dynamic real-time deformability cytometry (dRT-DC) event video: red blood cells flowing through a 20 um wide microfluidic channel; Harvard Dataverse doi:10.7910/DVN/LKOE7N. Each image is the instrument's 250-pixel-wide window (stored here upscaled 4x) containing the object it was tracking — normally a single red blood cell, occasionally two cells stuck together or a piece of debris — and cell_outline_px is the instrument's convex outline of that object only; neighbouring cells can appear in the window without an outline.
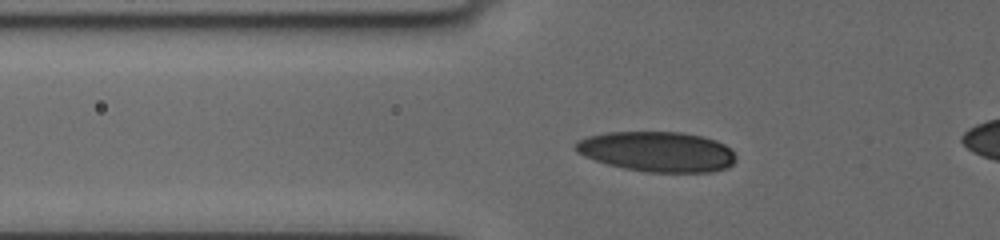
{"species": "human", "species_latin": "Homo sapiens", "temperature_condition": "cold", "stored_images_in_passage": 17, "camera_frame_rate_fps": 3000, "um_per_image_px": 0.085, "donor": {"sex": "female"}, "frame": {"image": 1, "passage_image": 15, "time_ms": 5.667, "image_size_px": [1000, 240], "cell_outline_px": [[736, 160], [728, 168], [712, 172], [648, 172], [624, 168], [608, 164], [584, 156], [576, 152], [572, 144], [588, 136], [608, 132], [680, 132], [700, 136], [716, 140], [724, 144], [736, 156]], "centroid_in_image_um": [55.86, 12.89], "position_along_channel_um": 69.9, "area_um2": 37.51}}
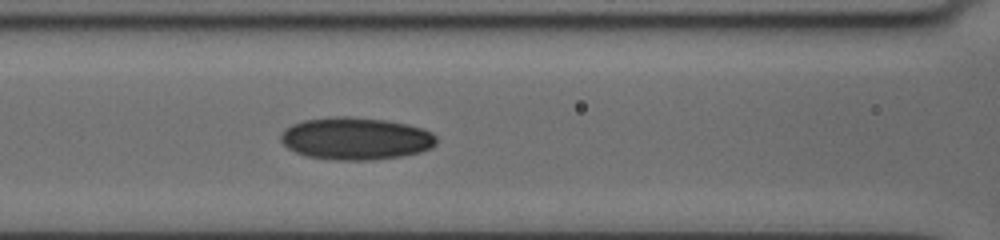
{"frame": {"image": 2, "passage_image": 17, "time_ms": 7.667, "image_size_px": [1000, 240], "cell_outline_px": [[436, 144], [432, 148], [420, 152], [400, 156], [372, 160], [340, 160], [308, 156], [296, 152], [288, 148], [280, 140], [280, 136], [292, 124], [304, 120], [332, 116], [348, 116], [384, 120], [408, 124], [432, 132], [436, 136]], "centroid_in_image_um": [30.26, 11.77], "position_along_channel_um": 136.3, "area_um2": 38.26}}